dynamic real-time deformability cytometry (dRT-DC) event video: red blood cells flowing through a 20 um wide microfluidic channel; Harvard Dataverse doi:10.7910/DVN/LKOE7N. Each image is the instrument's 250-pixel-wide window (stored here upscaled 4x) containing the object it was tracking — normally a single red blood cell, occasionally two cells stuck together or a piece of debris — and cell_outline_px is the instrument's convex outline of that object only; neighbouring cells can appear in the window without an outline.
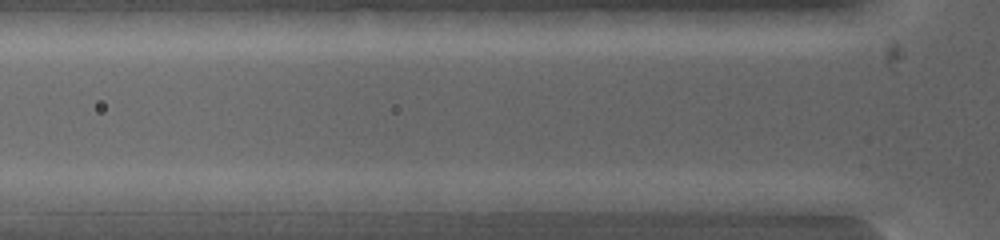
{"species": "common noctule bat (a hibernating species)", "species_latin": "Nyctalus noctula", "temperature_condition": "warm", "stored_images_in_passage": 5, "camera_frame_rate_fps": 5000, "um_per_image_px": 0.085, "animal": {"sex": "female", "body_mass_g": 19.0, "forearm_length_mm": 53.3}, "frame": {"image": 1, "passage_image": 3, "time_ms": 0.4, "image_size_px": [1000, 240], "cell_outline_px": [[604, 200], [588, 208], [576, 212], [500, 212], [492, 200], [560, 192]], "centroid_in_image_um": [46.43, 17.28], "position_along_channel_um": 79.4, "area_um2": 11.5}}